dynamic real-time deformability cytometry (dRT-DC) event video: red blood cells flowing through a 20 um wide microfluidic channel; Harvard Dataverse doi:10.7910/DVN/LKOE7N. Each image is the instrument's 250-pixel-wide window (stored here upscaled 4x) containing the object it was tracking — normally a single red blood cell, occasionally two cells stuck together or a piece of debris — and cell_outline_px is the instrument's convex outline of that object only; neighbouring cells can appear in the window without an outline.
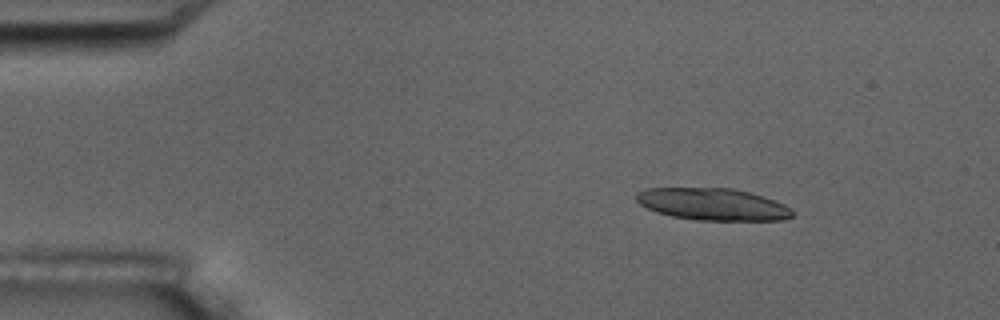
{"species": "common noctule bat (a hibernating species)", "species_latin": "Nyctalus noctula", "temperature_condition": "room temperature", "stored_images_in_passage": 11, "camera_frame_rate_fps": 3000, "um_per_image_px": 0.085, "animal": {"sex": "male", "body_mass_g": 17.5, "forearm_length_mm": 52.3}, "frame": {"image": 1, "passage_image": 2, "time_ms": 2.0, "image_size_px": [1000, 320], "cell_outline_px": [[792, 216], [784, 220], [696, 220], [672, 216], [656, 212], [640, 204], [636, 200], [636, 192], [648, 188], [732, 188], [748, 192], [784, 204], [792, 208]], "centroid_in_image_um": [60.56, 17.36], "position_along_channel_um": 24.4, "area_um2": 28.96}}